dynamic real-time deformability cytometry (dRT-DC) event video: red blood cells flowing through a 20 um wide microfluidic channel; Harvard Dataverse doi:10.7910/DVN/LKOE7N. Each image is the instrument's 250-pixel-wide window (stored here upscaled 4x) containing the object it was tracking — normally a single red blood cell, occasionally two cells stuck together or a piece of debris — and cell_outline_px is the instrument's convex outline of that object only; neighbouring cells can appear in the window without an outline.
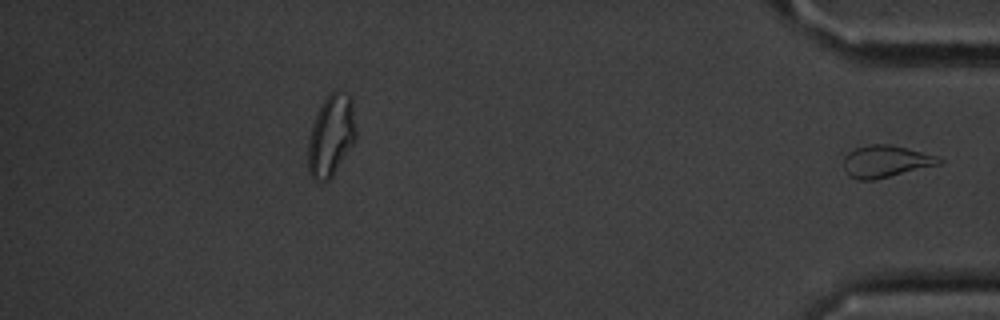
{"species": "common noctule bat (a hibernating species)", "species_latin": "Nyctalus noctula", "temperature_condition": "cold", "stored_images_in_passage": 40, "segment_of_instrument_passage": [2, 2], "camera_frame_rate_fps": 3000, "um_per_image_px": 0.085, "animal": {"sex": "male", "body_mass_g": 20.1, "forearm_length_mm": 53.5}, "frame": {"image": 1, "passage_image": 40, "time_ms": 13.0, "image_size_px": [1000, 320], "cell_outline_px": [[944, 160], [940, 164], [872, 180], [856, 180], [848, 176], [844, 168], [844, 156], [848, 152], [856, 148], [868, 144], [888, 144], [936, 156]], "centroid_in_image_um": [75.23, 13.72], "position_along_channel_um": 360.0, "area_um2": 17.51}}